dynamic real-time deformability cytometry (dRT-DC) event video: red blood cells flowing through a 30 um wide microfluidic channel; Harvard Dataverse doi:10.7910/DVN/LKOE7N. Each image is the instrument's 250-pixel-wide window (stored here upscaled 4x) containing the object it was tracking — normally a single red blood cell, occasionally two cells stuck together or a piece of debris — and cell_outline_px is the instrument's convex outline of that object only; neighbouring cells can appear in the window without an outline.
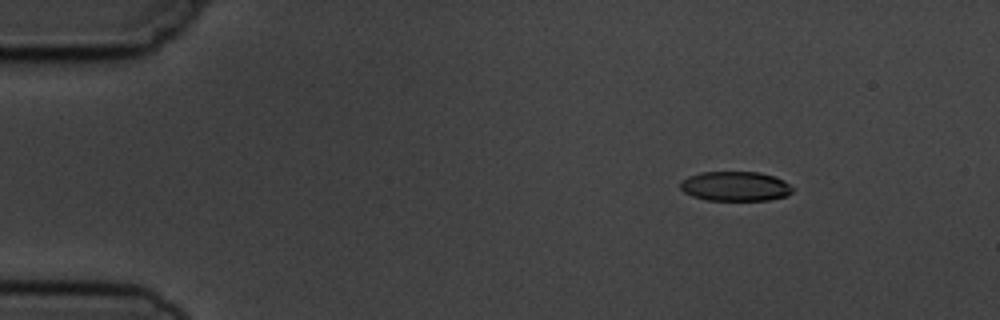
{"species": "common noctule bat (a hibernating species)", "species_latin": "Nyctalus noctula", "temperature_condition": "cold", "stored_images_in_passage": 5, "camera_frame_rate_fps": 3000, "um_per_image_px": 0.085, "animal": {"sex": "male", "body_mass_g": 19.5, "forearm_length_mm": 54.6}, "frame": {"image": 1, "passage_image": 3, "time_ms": 2.333, "image_size_px": [1000, 320], "cell_outline_px": [[796, 188], [788, 196], [768, 200], [708, 200], [692, 196], [684, 192], [680, 188], [680, 180], [688, 176], [700, 172], [760, 172], [776, 176], [784, 180]], "centroid_in_image_um": [62.54, 15.82], "position_along_channel_um": 22.5, "area_um2": 19.71}}
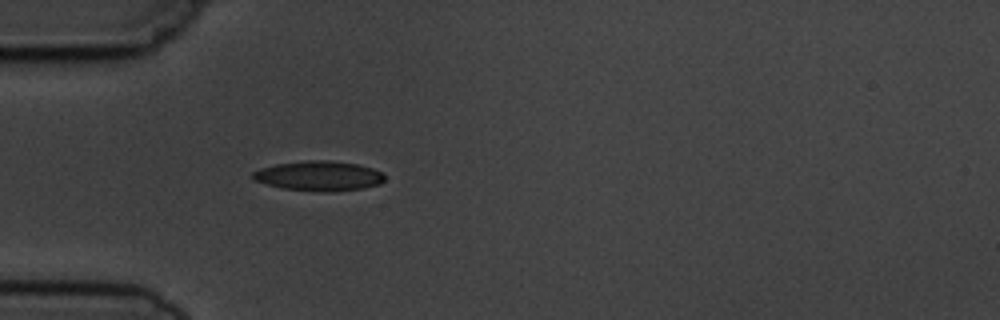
{"frame": {"image": 2, "passage_image": 5, "time_ms": 5.333, "image_size_px": [1000, 320], "cell_outline_px": [[384, 180], [380, 184], [364, 188], [332, 192], [328, 192], [280, 188], [252, 180], [252, 172], [260, 168], [276, 164], [308, 160], [328, 160], [356, 164], [372, 168], [380, 172], [384, 176]], "centroid_in_image_um": [27.08, 14.96], "position_along_channel_um": 57.9, "area_um2": 22.95}}